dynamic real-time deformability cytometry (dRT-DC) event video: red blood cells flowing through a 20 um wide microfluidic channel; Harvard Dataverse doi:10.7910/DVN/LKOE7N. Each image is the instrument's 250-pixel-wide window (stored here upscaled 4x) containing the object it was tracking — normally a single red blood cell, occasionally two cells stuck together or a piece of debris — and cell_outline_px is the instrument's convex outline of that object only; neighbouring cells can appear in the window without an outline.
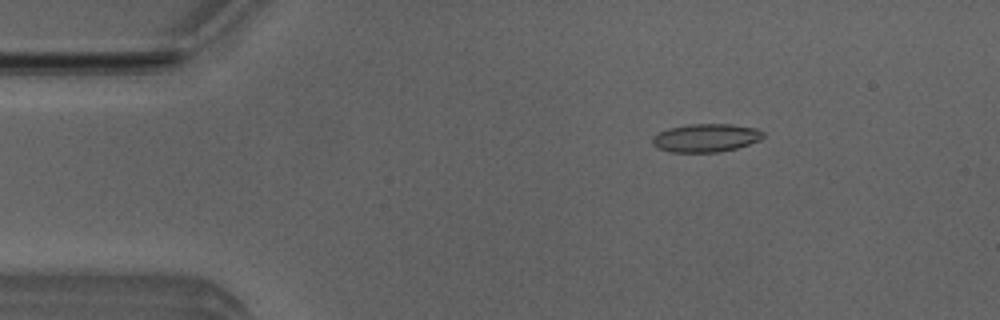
{"species": "Egyptian fruit bat (a non-hibernating species)", "species_latin": "Rousettus aegyptiacus", "temperature_condition": "room temperature", "stored_images_in_passage": 7, "camera_frame_rate_fps": 3000, "um_per_image_px": 0.085, "animal": {"sex": "male"}, "frame": {"image": 1, "passage_image": 2, "time_ms": 0.333, "image_size_px": [1000, 320], "cell_outline_px": [[764, 136], [760, 140], [736, 148], [716, 152], [672, 152], [656, 148], [652, 144], [652, 136], [668, 128], [688, 124], [732, 124], [756, 128], [764, 132]], "centroid_in_image_um": [59.98, 11.71], "position_along_channel_um": 25.0, "area_um2": 18.26}}
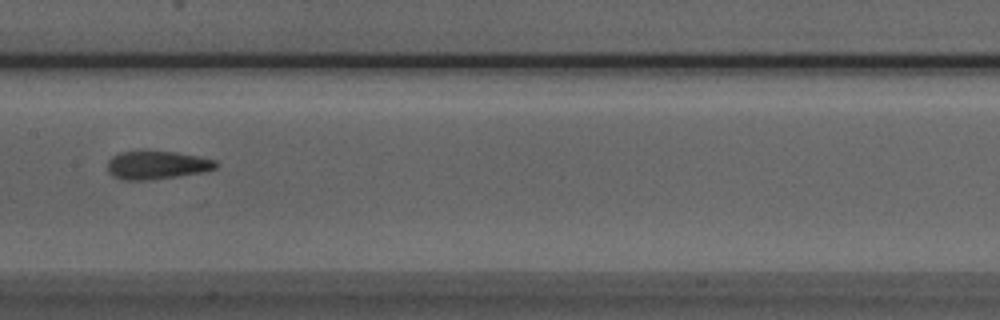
{"frame": {"image": 2, "passage_image": 7, "time_ms": 2.0, "image_size_px": [1000, 320], "cell_outline_px": [[220, 164], [216, 168], [204, 172], [152, 180], [120, 180], [112, 176], [108, 172], [108, 160], [112, 156], [120, 152], [176, 152], [216, 160]], "centroid_in_image_um": [13.34, 14.05], "position_along_channel_um": 194.1, "area_um2": 17.86}}